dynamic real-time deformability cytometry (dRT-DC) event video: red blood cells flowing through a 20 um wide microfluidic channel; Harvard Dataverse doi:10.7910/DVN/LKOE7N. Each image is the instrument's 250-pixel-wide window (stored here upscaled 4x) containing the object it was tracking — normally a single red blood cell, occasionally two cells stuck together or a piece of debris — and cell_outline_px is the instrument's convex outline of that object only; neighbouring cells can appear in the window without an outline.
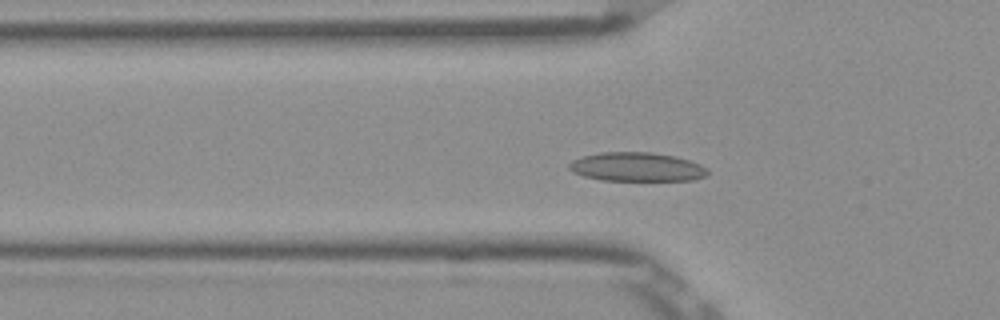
{"species": "Egyptian fruit bat (a non-hibernating species)", "species_latin": "Rousettus aegyptiacus", "temperature_condition": "room temperature", "stored_images_in_passage": 47, "camera_frame_rate_fps": 3000, "um_per_image_px": 0.085, "frame": {"image": 1, "passage_image": 11, "time_ms": 3.333, "image_size_px": [1000, 320], "cell_outline_px": [[708, 172], [704, 176], [692, 180], [600, 180], [584, 176], [572, 172], [568, 168], [568, 164], [572, 160], [584, 156], [600, 152], [652, 152], [672, 156], [688, 160], [700, 164], [708, 168]], "centroid_in_image_um": [54.09, 14.18], "position_along_channel_um": 71.7, "area_um2": 23.24}}
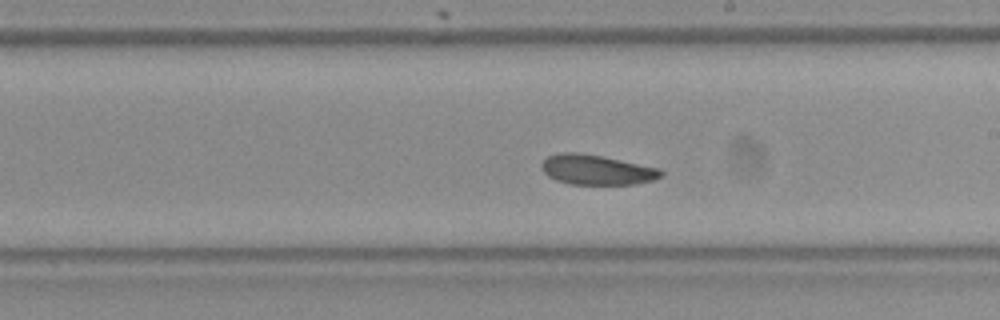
{"frame": {"image": 2, "passage_image": 24, "time_ms": 7.667, "image_size_px": [1000, 320], "cell_outline_px": [[664, 172], [660, 176], [652, 180], [636, 184], [572, 184], [556, 180], [548, 176], [540, 168], [540, 164], [548, 156], [560, 152], [580, 152], [604, 156], [660, 168]], "centroid_in_image_um": [50.7, 14.41], "position_along_channel_um": 238.3, "area_um2": 20.98}}
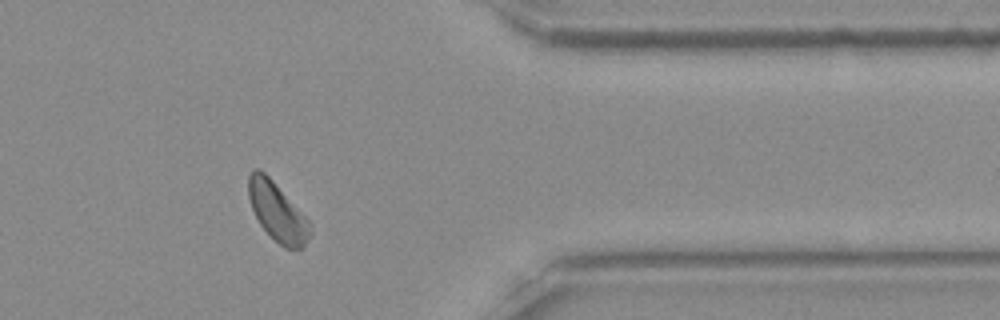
{"frame": {"image": 3, "passage_image": 37, "time_ms": 12.0, "image_size_px": [1000, 320], "cell_outline_px": [[312, 232], [304, 248], [284, 248], [260, 224], [252, 208], [248, 196], [248, 176], [252, 168], [260, 168], [272, 180], [312, 224]], "centroid_in_image_um": [23.58, 17.99], "position_along_channel_um": 387.8, "area_um2": 20.81}, "authors_computed_cell_mechanics": {"area_um2": 21.4438, "velocity_mm_per_s": 3.8369, "shape_relaxation_time_tau1_ms": 3.8807, "shape_relaxation_time_tau2_ms": 2.6999, "deformation_change_tau1": 0.0696, "deformation_change_tau2": 0.0681}}